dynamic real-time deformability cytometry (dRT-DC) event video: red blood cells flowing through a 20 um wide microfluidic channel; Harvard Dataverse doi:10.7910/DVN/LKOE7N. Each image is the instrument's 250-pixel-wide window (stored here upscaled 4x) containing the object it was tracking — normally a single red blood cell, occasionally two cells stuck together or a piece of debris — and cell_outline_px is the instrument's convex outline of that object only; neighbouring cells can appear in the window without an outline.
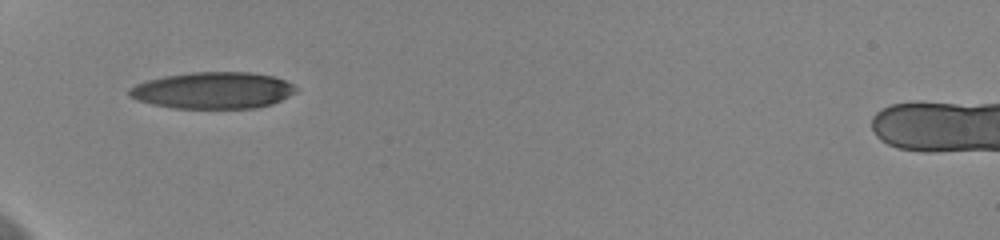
{"species": "human", "species_latin": "Homo sapiens", "temperature_condition": "cold", "stored_images_in_passage": 37, "camera_frame_rate_fps": 3000, "um_per_image_px": 0.085, "donor": {"sex": "female"}, "frame": {"image": 1, "passage_image": 1, "time_ms": 0.0, "image_size_px": [1000, 240], "cell_outline_px": [[300, 88], [296, 92], [272, 104], [256, 108], [172, 108], [152, 104], [136, 100], [128, 96], [128, 88], [136, 84], [148, 80], [164, 76], [192, 72], [252, 72], [276, 76]], "centroid_in_image_um": [18.11, 7.68], "position_along_channel_um": 66.9, "area_um2": 35.84}, "authors_computed_cell_mechanics": {"area_um2": 36.7608, "velocity_mm_per_s": 3.6359, "shape_relaxation_time_tau1_ms": 3.8448, "shape_relaxation_time_tau2_ms": 1.3142, "deformation_change_tau1": 0.1715, "deformation_change_tau2": 0.0859}}